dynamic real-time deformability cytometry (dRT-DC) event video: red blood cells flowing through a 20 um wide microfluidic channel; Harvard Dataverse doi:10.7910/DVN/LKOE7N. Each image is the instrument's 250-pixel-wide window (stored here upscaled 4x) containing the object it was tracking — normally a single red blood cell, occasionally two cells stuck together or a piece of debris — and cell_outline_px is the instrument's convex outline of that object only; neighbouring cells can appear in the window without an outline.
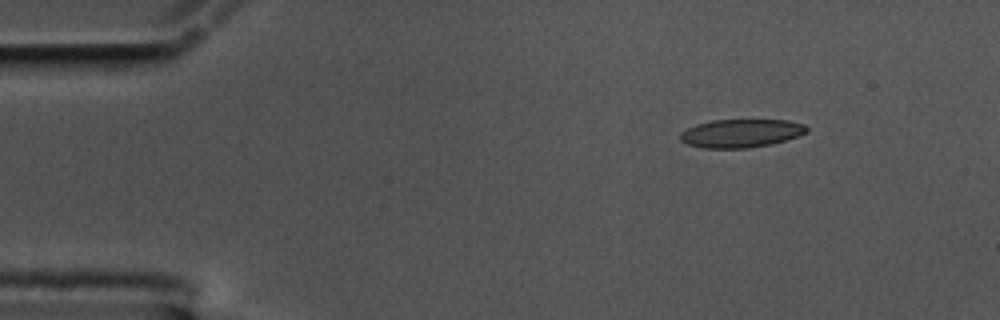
{"species": "common noctule bat (a hibernating species)", "species_latin": "Nyctalus noctula", "temperature_condition": "cold", "stored_images_in_passage": 50, "camera_frame_rate_fps": 3000, "um_per_image_px": 0.085, "animal": {"sex": "male", "body_mass_g": 17.5, "forearm_length_mm": 52.3}, "frame": {"image": 1, "passage_image": 1, "time_ms": 0.0, "image_size_px": [1000, 320], "cell_outline_px": [[808, 132], [784, 140], [768, 144], [748, 148], [704, 148], [688, 144], [680, 140], [680, 132], [696, 124], [712, 120], [788, 120], [804, 124], [808, 128]], "centroid_in_image_um": [62.97, 11.32], "position_along_channel_um": 22.0, "area_um2": 20.69}}
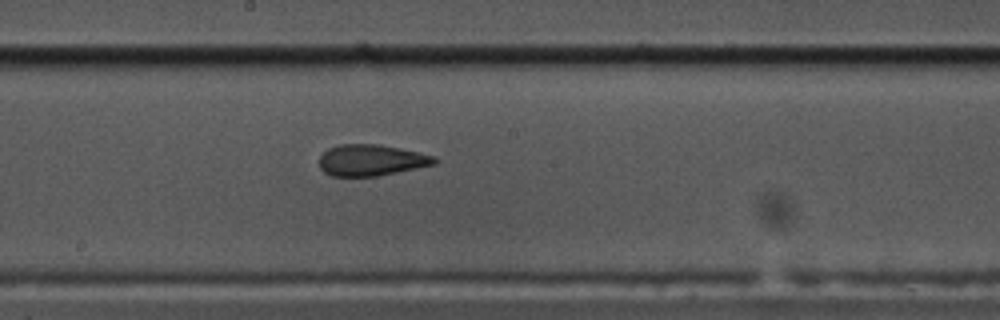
{"frame": {"image": 2, "passage_image": 24, "time_ms": 7.667, "image_size_px": [1000, 320], "cell_outline_px": [[436, 164], [376, 176], [332, 176], [324, 172], [320, 168], [320, 156], [328, 148], [340, 144], [380, 144], [420, 152], [436, 156]], "centroid_in_image_um": [31.56, 13.6], "position_along_channel_um": 216.6, "area_um2": 20.98}}
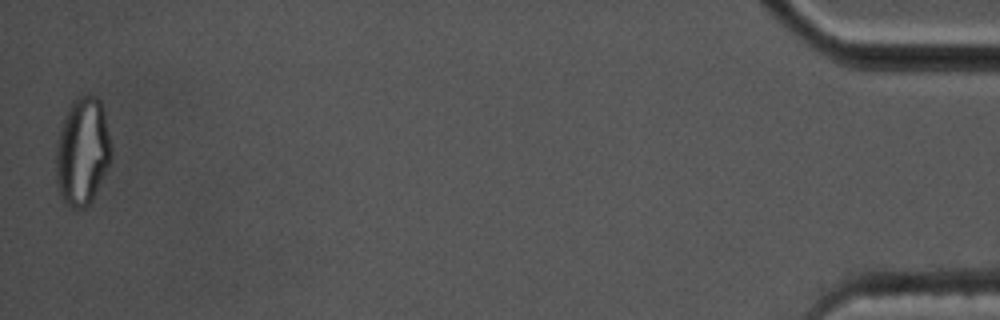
{"frame": {"image": 3, "passage_image": 50, "time_ms": 16.333, "image_size_px": [1000, 320], "cell_outline_px": [[112, 160], [92, 200], [84, 208], [72, 208], [60, 196], [56, 180], [56, 144], [64, 120], [72, 100], [80, 96], [96, 96], [100, 100], [104, 112], [112, 148]], "centroid_in_image_um": [7.02, 12.89], "position_along_channel_um": 428.2, "area_um2": 34.62}, "authors_computed_cell_mechanics": {"area_um2": 21.7328, "velocity_mm_per_s": 3.5124, "shape_relaxation_time_tau1_ms": null, "shape_relaxation_time_tau2_ms": 2.3806, "deformation_change_tau1": null, "deformation_change_tau2": 0.0959}}